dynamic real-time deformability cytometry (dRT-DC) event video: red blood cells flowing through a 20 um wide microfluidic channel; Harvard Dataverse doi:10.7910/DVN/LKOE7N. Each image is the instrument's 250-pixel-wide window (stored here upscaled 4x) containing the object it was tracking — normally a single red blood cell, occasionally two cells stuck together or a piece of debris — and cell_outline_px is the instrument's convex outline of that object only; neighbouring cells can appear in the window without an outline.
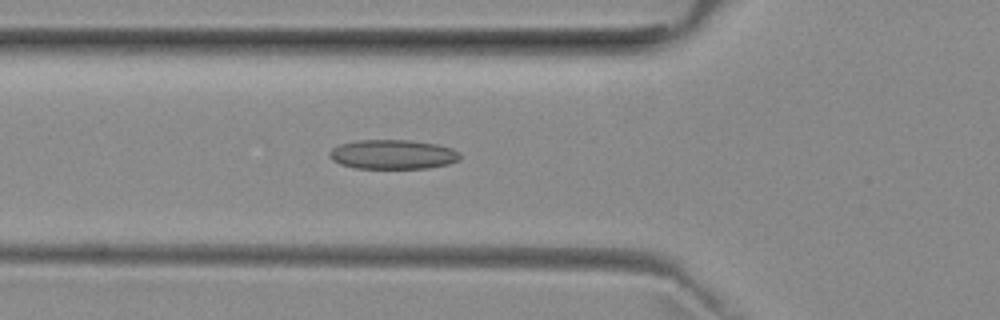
{"species": "common noctule bat (a hibernating species)", "species_latin": "Nyctalus noctula", "temperature_condition": "room temperature", "stored_images_in_passage": 51, "camera_frame_rate_fps": 3000, "um_per_image_px": 0.085, "animal": {"sex": "female", "body_mass_g": 29.2, "forearm_length_mm": 56.3}, "frame": {"image": 1, "passage_image": 17, "time_ms": 5.333, "image_size_px": [1000, 320], "cell_outline_px": [[460, 160], [448, 164], [428, 168], [356, 168], [340, 164], [332, 160], [328, 156], [328, 152], [332, 148], [340, 144], [356, 140], [408, 140], [436, 144], [452, 148], [460, 152]], "centroid_in_image_um": [33.38, 13.12], "position_along_channel_um": 92.4, "area_um2": 22.48}}
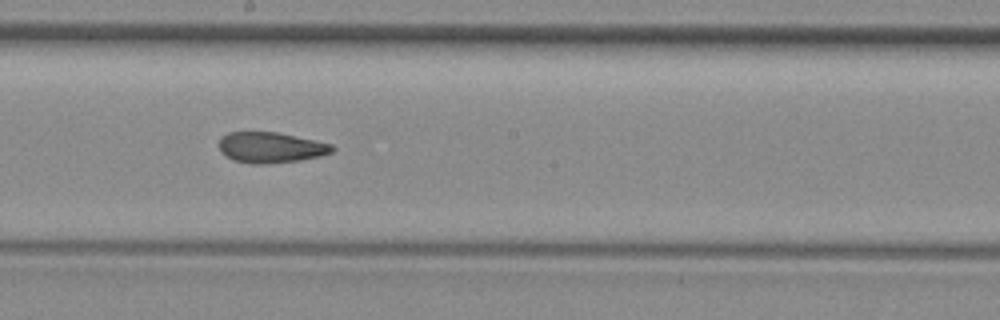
{"frame": {"image": 2, "passage_image": 27, "time_ms": 8.667, "image_size_px": [1000, 320], "cell_outline_px": [[336, 148], [332, 152], [320, 156], [300, 160], [264, 164], [252, 164], [232, 160], [220, 152], [220, 136], [228, 132], [280, 132], [316, 140], [332, 144]], "centroid_in_image_um": [23.02, 12.53], "position_along_channel_um": 225.2, "area_um2": 20.46}}
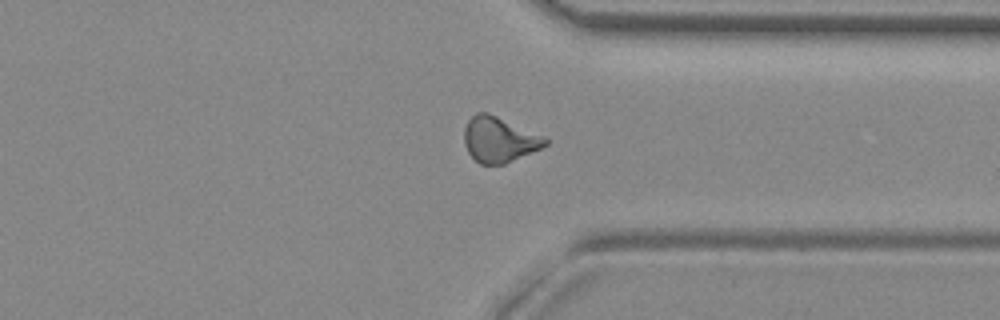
{"frame": {"image": 3, "passage_image": 38, "time_ms": 12.333, "image_size_px": [1000, 320], "cell_outline_px": [[548, 144], [540, 148], [504, 164], [480, 164], [468, 152], [464, 144], [464, 128], [468, 120], [476, 112], [488, 112], [544, 136], [548, 140]], "centroid_in_image_um": [42.41, 11.85], "position_along_channel_um": 369.0, "area_um2": 21.27}, "authors_computed_cell_mechanics": {"area_um2": 21.2126, "velocity_mm_per_s": 3.9731, "shape_relaxation_time_tau1_ms": null, "shape_relaxation_time_tau2_ms": 2.5241, "deformation_change_tau1": null, "deformation_change_tau2": 0.1009}}